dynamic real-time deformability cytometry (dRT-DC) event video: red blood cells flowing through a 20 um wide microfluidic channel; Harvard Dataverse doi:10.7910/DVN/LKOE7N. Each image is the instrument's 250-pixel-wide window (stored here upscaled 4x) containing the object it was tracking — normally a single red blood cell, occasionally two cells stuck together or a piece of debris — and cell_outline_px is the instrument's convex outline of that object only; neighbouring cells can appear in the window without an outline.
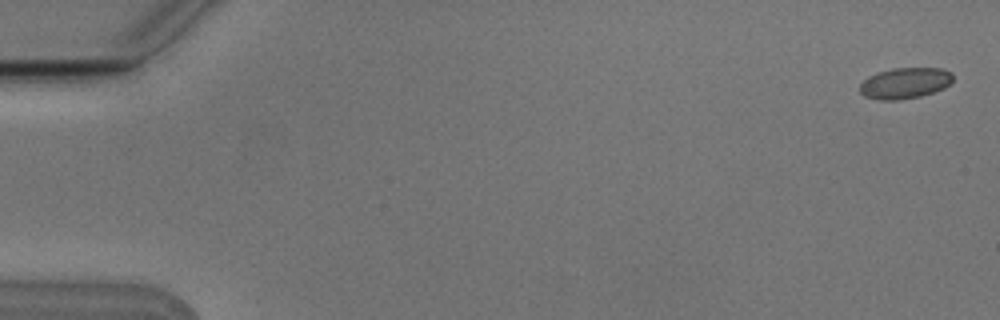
{"species": "Egyptian fruit bat (a non-hibernating species)", "species_latin": "Rousettus aegyptiacus", "temperature_condition": "cold", "stored_images_in_passage": 2, "camera_frame_rate_fps": 3000, "um_per_image_px": 0.085, "animal": {"sex": "male"}, "frame": {"image": 1, "passage_image": 2, "time_ms": 0.333, "image_size_px": [1000, 320], "cell_outline_px": [[952, 80], [944, 88], [920, 96], [900, 100], [880, 100], [864, 96], [860, 92], [860, 84], [868, 76], [876, 72], [892, 68], [940, 68], [952, 72]], "centroid_in_image_um": [76.89, 7.06], "position_along_channel_um": 8.1, "area_um2": 16.82}}